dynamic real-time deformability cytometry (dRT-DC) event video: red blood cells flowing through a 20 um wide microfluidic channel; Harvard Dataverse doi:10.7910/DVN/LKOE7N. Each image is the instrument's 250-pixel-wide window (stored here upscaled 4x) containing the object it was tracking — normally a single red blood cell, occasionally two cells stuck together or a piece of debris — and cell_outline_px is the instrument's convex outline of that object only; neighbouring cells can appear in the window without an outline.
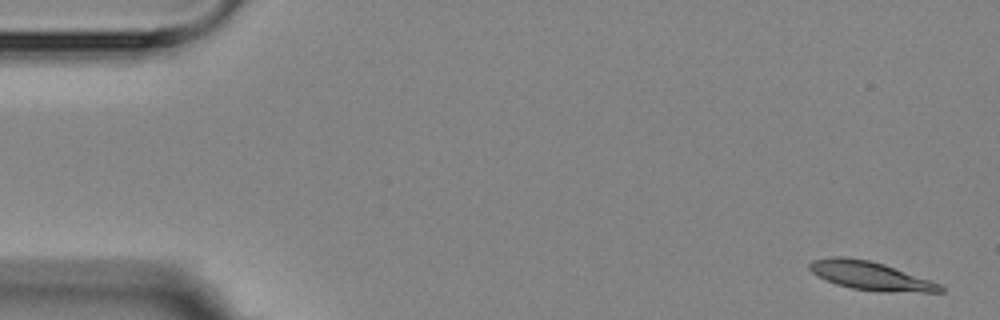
{"species": "Egyptian fruit bat (a non-hibernating species)", "species_latin": "Rousettus aegyptiacus", "temperature_condition": "room temperature", "stored_images_in_passage": 4, "camera_frame_rate_fps": 3000, "um_per_image_px": 0.085, "animal": {"sex": "female"}, "frame": {"image": 1, "passage_image": 1, "time_ms": 0.0, "image_size_px": [1000, 320], "cell_outline_px": [[944, 292], [880, 292], [852, 288], [836, 284], [816, 276], [808, 268], [808, 264], [812, 260], [828, 256], [844, 256], [868, 260], [884, 264], [940, 284], [944, 288]], "centroid_in_image_um": [73.93, 23.44], "position_along_channel_um": 11.1, "area_um2": 21.79}}